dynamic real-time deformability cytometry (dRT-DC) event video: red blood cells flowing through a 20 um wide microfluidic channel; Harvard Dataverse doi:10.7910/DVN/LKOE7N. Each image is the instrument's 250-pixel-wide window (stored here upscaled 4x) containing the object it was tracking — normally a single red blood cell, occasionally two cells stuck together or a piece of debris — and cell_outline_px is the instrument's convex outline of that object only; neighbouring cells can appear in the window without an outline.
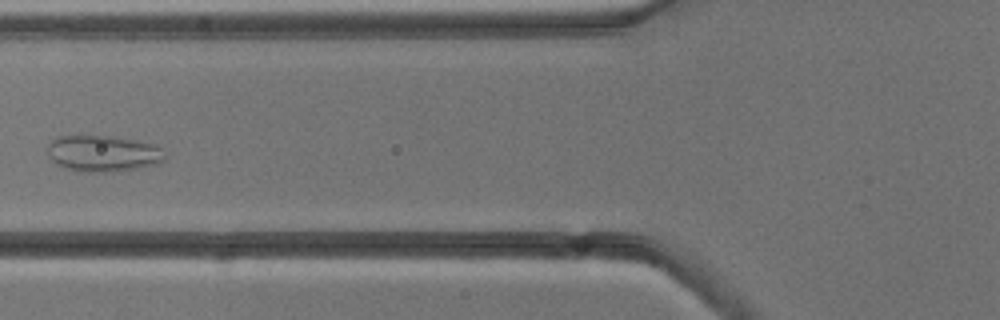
{"species": "common noctule bat (a hibernating species)", "species_latin": "Nyctalus noctula", "temperature_condition": "cold", "stored_images_in_passage": 5, "camera_frame_rate_fps": 3000, "um_per_image_px": 0.085, "animal": {"sex": "male", "body_mass_g": 13.3}, "frame": {"image": 1, "passage_image": 5, "time_ms": 5.667, "image_size_px": [1000, 320], "cell_outline_px": [[164, 160], [160, 164], [136, 168], [104, 172], [76, 172], [64, 168], [56, 164], [48, 156], [48, 144], [52, 140], [60, 136], [108, 136], [136, 140], [156, 144], [160, 148], [164, 156]], "centroid_in_image_um": [8.74, 13.05], "position_along_channel_um": 117.1, "area_um2": 24.85}}